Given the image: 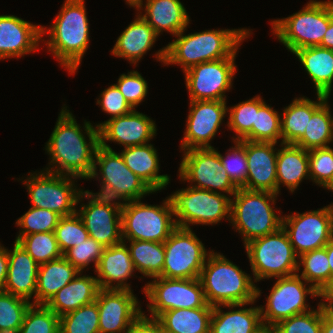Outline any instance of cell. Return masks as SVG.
Returning a JSON list of instances; mask_svg holds the SVG:
<instances>
[{
    "label": "cell",
    "mask_w": 333,
    "mask_h": 333,
    "mask_svg": "<svg viewBox=\"0 0 333 333\" xmlns=\"http://www.w3.org/2000/svg\"><path fill=\"white\" fill-rule=\"evenodd\" d=\"M54 234L62 254L89 237V233L77 212L60 217Z\"/></svg>",
    "instance_id": "46"
},
{
    "label": "cell",
    "mask_w": 333,
    "mask_h": 333,
    "mask_svg": "<svg viewBox=\"0 0 333 333\" xmlns=\"http://www.w3.org/2000/svg\"><path fill=\"white\" fill-rule=\"evenodd\" d=\"M42 171L40 174H30V177L24 180L32 207L54 211L61 217L76 213L75 206L81 201L79 196L83 191L76 189L74 184L79 178Z\"/></svg>",
    "instance_id": "11"
},
{
    "label": "cell",
    "mask_w": 333,
    "mask_h": 333,
    "mask_svg": "<svg viewBox=\"0 0 333 333\" xmlns=\"http://www.w3.org/2000/svg\"><path fill=\"white\" fill-rule=\"evenodd\" d=\"M237 50L228 58L203 62L184 71L190 101H225L236 73Z\"/></svg>",
    "instance_id": "16"
},
{
    "label": "cell",
    "mask_w": 333,
    "mask_h": 333,
    "mask_svg": "<svg viewBox=\"0 0 333 333\" xmlns=\"http://www.w3.org/2000/svg\"><path fill=\"white\" fill-rule=\"evenodd\" d=\"M83 127L88 141L73 114L67 110V107H63L45 146L51 157L49 164L53 166L46 168L45 171L82 179L91 175L95 153L100 145L99 129L89 121H85Z\"/></svg>",
    "instance_id": "1"
},
{
    "label": "cell",
    "mask_w": 333,
    "mask_h": 333,
    "mask_svg": "<svg viewBox=\"0 0 333 333\" xmlns=\"http://www.w3.org/2000/svg\"><path fill=\"white\" fill-rule=\"evenodd\" d=\"M138 0H126V3H128L130 5V7H132Z\"/></svg>",
    "instance_id": "62"
},
{
    "label": "cell",
    "mask_w": 333,
    "mask_h": 333,
    "mask_svg": "<svg viewBox=\"0 0 333 333\" xmlns=\"http://www.w3.org/2000/svg\"><path fill=\"white\" fill-rule=\"evenodd\" d=\"M323 187L326 188L327 190L333 191V173L328 182Z\"/></svg>",
    "instance_id": "61"
},
{
    "label": "cell",
    "mask_w": 333,
    "mask_h": 333,
    "mask_svg": "<svg viewBox=\"0 0 333 333\" xmlns=\"http://www.w3.org/2000/svg\"><path fill=\"white\" fill-rule=\"evenodd\" d=\"M143 290L150 301L147 306L151 318L172 309L214 308L207 303L199 278L155 277Z\"/></svg>",
    "instance_id": "10"
},
{
    "label": "cell",
    "mask_w": 333,
    "mask_h": 333,
    "mask_svg": "<svg viewBox=\"0 0 333 333\" xmlns=\"http://www.w3.org/2000/svg\"><path fill=\"white\" fill-rule=\"evenodd\" d=\"M100 98L96 104L101 106L102 111L111 115L110 119L129 114L134 110L115 84L104 89Z\"/></svg>",
    "instance_id": "52"
},
{
    "label": "cell",
    "mask_w": 333,
    "mask_h": 333,
    "mask_svg": "<svg viewBox=\"0 0 333 333\" xmlns=\"http://www.w3.org/2000/svg\"><path fill=\"white\" fill-rule=\"evenodd\" d=\"M126 166L140 177L154 192L164 189L170 177L159 175L157 150L152 144L125 147L120 153Z\"/></svg>",
    "instance_id": "29"
},
{
    "label": "cell",
    "mask_w": 333,
    "mask_h": 333,
    "mask_svg": "<svg viewBox=\"0 0 333 333\" xmlns=\"http://www.w3.org/2000/svg\"><path fill=\"white\" fill-rule=\"evenodd\" d=\"M135 270L146 277H160L165 263L164 242L128 240Z\"/></svg>",
    "instance_id": "36"
},
{
    "label": "cell",
    "mask_w": 333,
    "mask_h": 333,
    "mask_svg": "<svg viewBox=\"0 0 333 333\" xmlns=\"http://www.w3.org/2000/svg\"><path fill=\"white\" fill-rule=\"evenodd\" d=\"M31 304L24 298L0 291V333H18Z\"/></svg>",
    "instance_id": "42"
},
{
    "label": "cell",
    "mask_w": 333,
    "mask_h": 333,
    "mask_svg": "<svg viewBox=\"0 0 333 333\" xmlns=\"http://www.w3.org/2000/svg\"><path fill=\"white\" fill-rule=\"evenodd\" d=\"M105 247L96 242L93 238L88 237L86 240L78 243L68 249L63 257L68 260L79 272L94 262L95 270Z\"/></svg>",
    "instance_id": "48"
},
{
    "label": "cell",
    "mask_w": 333,
    "mask_h": 333,
    "mask_svg": "<svg viewBox=\"0 0 333 333\" xmlns=\"http://www.w3.org/2000/svg\"><path fill=\"white\" fill-rule=\"evenodd\" d=\"M18 333H60L59 316L45 304H31Z\"/></svg>",
    "instance_id": "43"
},
{
    "label": "cell",
    "mask_w": 333,
    "mask_h": 333,
    "mask_svg": "<svg viewBox=\"0 0 333 333\" xmlns=\"http://www.w3.org/2000/svg\"><path fill=\"white\" fill-rule=\"evenodd\" d=\"M93 165V171L86 179L100 178L98 177L100 174L101 183H109L127 202L140 200L144 195L154 192L126 166L122 155L116 153L108 144L98 146ZM97 168H99V174Z\"/></svg>",
    "instance_id": "17"
},
{
    "label": "cell",
    "mask_w": 333,
    "mask_h": 333,
    "mask_svg": "<svg viewBox=\"0 0 333 333\" xmlns=\"http://www.w3.org/2000/svg\"><path fill=\"white\" fill-rule=\"evenodd\" d=\"M115 85L133 109L143 101L148 92L147 81L137 70L121 74Z\"/></svg>",
    "instance_id": "51"
},
{
    "label": "cell",
    "mask_w": 333,
    "mask_h": 333,
    "mask_svg": "<svg viewBox=\"0 0 333 333\" xmlns=\"http://www.w3.org/2000/svg\"><path fill=\"white\" fill-rule=\"evenodd\" d=\"M17 243L40 265L63 256L54 232L22 236Z\"/></svg>",
    "instance_id": "41"
},
{
    "label": "cell",
    "mask_w": 333,
    "mask_h": 333,
    "mask_svg": "<svg viewBox=\"0 0 333 333\" xmlns=\"http://www.w3.org/2000/svg\"><path fill=\"white\" fill-rule=\"evenodd\" d=\"M42 26L14 15H0V59L34 52L42 38Z\"/></svg>",
    "instance_id": "22"
},
{
    "label": "cell",
    "mask_w": 333,
    "mask_h": 333,
    "mask_svg": "<svg viewBox=\"0 0 333 333\" xmlns=\"http://www.w3.org/2000/svg\"><path fill=\"white\" fill-rule=\"evenodd\" d=\"M298 259V271L301 269L300 265L304 268L299 276L319 292L331 278L326 249L323 247L312 250L302 254Z\"/></svg>",
    "instance_id": "39"
},
{
    "label": "cell",
    "mask_w": 333,
    "mask_h": 333,
    "mask_svg": "<svg viewBox=\"0 0 333 333\" xmlns=\"http://www.w3.org/2000/svg\"><path fill=\"white\" fill-rule=\"evenodd\" d=\"M324 248L327 252L328 262L331 269V277L333 276V239L330 240Z\"/></svg>",
    "instance_id": "59"
},
{
    "label": "cell",
    "mask_w": 333,
    "mask_h": 333,
    "mask_svg": "<svg viewBox=\"0 0 333 333\" xmlns=\"http://www.w3.org/2000/svg\"><path fill=\"white\" fill-rule=\"evenodd\" d=\"M280 333H322V306L294 315L275 325Z\"/></svg>",
    "instance_id": "47"
},
{
    "label": "cell",
    "mask_w": 333,
    "mask_h": 333,
    "mask_svg": "<svg viewBox=\"0 0 333 333\" xmlns=\"http://www.w3.org/2000/svg\"><path fill=\"white\" fill-rule=\"evenodd\" d=\"M60 217L54 211L31 207L16 221V225L20 226L21 230L15 241L29 234L54 232Z\"/></svg>",
    "instance_id": "44"
},
{
    "label": "cell",
    "mask_w": 333,
    "mask_h": 333,
    "mask_svg": "<svg viewBox=\"0 0 333 333\" xmlns=\"http://www.w3.org/2000/svg\"><path fill=\"white\" fill-rule=\"evenodd\" d=\"M277 195L242 187H238L233 194L235 198H231L230 223L242 234L244 245L282 227L283 216H277L272 206L276 203Z\"/></svg>",
    "instance_id": "5"
},
{
    "label": "cell",
    "mask_w": 333,
    "mask_h": 333,
    "mask_svg": "<svg viewBox=\"0 0 333 333\" xmlns=\"http://www.w3.org/2000/svg\"><path fill=\"white\" fill-rule=\"evenodd\" d=\"M327 102L328 98L313 112L303 136L295 145L310 151L328 147L333 141V118Z\"/></svg>",
    "instance_id": "37"
},
{
    "label": "cell",
    "mask_w": 333,
    "mask_h": 333,
    "mask_svg": "<svg viewBox=\"0 0 333 333\" xmlns=\"http://www.w3.org/2000/svg\"><path fill=\"white\" fill-rule=\"evenodd\" d=\"M322 48L333 50V1H332V21L329 23V27L319 45Z\"/></svg>",
    "instance_id": "58"
},
{
    "label": "cell",
    "mask_w": 333,
    "mask_h": 333,
    "mask_svg": "<svg viewBox=\"0 0 333 333\" xmlns=\"http://www.w3.org/2000/svg\"><path fill=\"white\" fill-rule=\"evenodd\" d=\"M80 216L89 237L104 247L121 243V211L105 205H97L91 200L76 210ZM79 211V212H78Z\"/></svg>",
    "instance_id": "23"
},
{
    "label": "cell",
    "mask_w": 333,
    "mask_h": 333,
    "mask_svg": "<svg viewBox=\"0 0 333 333\" xmlns=\"http://www.w3.org/2000/svg\"><path fill=\"white\" fill-rule=\"evenodd\" d=\"M190 111L186 130L181 142V150L212 148L210 141L216 135L227 109L226 101H190Z\"/></svg>",
    "instance_id": "18"
},
{
    "label": "cell",
    "mask_w": 333,
    "mask_h": 333,
    "mask_svg": "<svg viewBox=\"0 0 333 333\" xmlns=\"http://www.w3.org/2000/svg\"><path fill=\"white\" fill-rule=\"evenodd\" d=\"M185 30L176 35V40L155 54V58L163 64H178L183 71L203 62L230 57L251 34L250 30L245 28L214 29L184 35Z\"/></svg>",
    "instance_id": "2"
},
{
    "label": "cell",
    "mask_w": 333,
    "mask_h": 333,
    "mask_svg": "<svg viewBox=\"0 0 333 333\" xmlns=\"http://www.w3.org/2000/svg\"><path fill=\"white\" fill-rule=\"evenodd\" d=\"M221 193L190 186L170 195L177 227L218 224L225 216L230 221L231 197Z\"/></svg>",
    "instance_id": "9"
},
{
    "label": "cell",
    "mask_w": 333,
    "mask_h": 333,
    "mask_svg": "<svg viewBox=\"0 0 333 333\" xmlns=\"http://www.w3.org/2000/svg\"><path fill=\"white\" fill-rule=\"evenodd\" d=\"M254 333H280L276 326L262 324Z\"/></svg>",
    "instance_id": "60"
},
{
    "label": "cell",
    "mask_w": 333,
    "mask_h": 333,
    "mask_svg": "<svg viewBox=\"0 0 333 333\" xmlns=\"http://www.w3.org/2000/svg\"><path fill=\"white\" fill-rule=\"evenodd\" d=\"M8 271L4 290L15 296L30 300L34 296L37 285L39 264L16 241L14 247L8 250Z\"/></svg>",
    "instance_id": "25"
},
{
    "label": "cell",
    "mask_w": 333,
    "mask_h": 333,
    "mask_svg": "<svg viewBox=\"0 0 333 333\" xmlns=\"http://www.w3.org/2000/svg\"><path fill=\"white\" fill-rule=\"evenodd\" d=\"M141 14L140 12L137 18L125 28L111 51L114 56L126 58L135 65L153 47L158 37Z\"/></svg>",
    "instance_id": "28"
},
{
    "label": "cell",
    "mask_w": 333,
    "mask_h": 333,
    "mask_svg": "<svg viewBox=\"0 0 333 333\" xmlns=\"http://www.w3.org/2000/svg\"><path fill=\"white\" fill-rule=\"evenodd\" d=\"M234 143V148L229 149L225 157L220 153L219 156L223 170L237 187H241L247 177V159L245 147L239 141H234Z\"/></svg>",
    "instance_id": "49"
},
{
    "label": "cell",
    "mask_w": 333,
    "mask_h": 333,
    "mask_svg": "<svg viewBox=\"0 0 333 333\" xmlns=\"http://www.w3.org/2000/svg\"><path fill=\"white\" fill-rule=\"evenodd\" d=\"M60 333H99L97 302L83 305L59 317Z\"/></svg>",
    "instance_id": "40"
},
{
    "label": "cell",
    "mask_w": 333,
    "mask_h": 333,
    "mask_svg": "<svg viewBox=\"0 0 333 333\" xmlns=\"http://www.w3.org/2000/svg\"><path fill=\"white\" fill-rule=\"evenodd\" d=\"M161 326L155 318H148L142 313L125 333H162Z\"/></svg>",
    "instance_id": "54"
},
{
    "label": "cell",
    "mask_w": 333,
    "mask_h": 333,
    "mask_svg": "<svg viewBox=\"0 0 333 333\" xmlns=\"http://www.w3.org/2000/svg\"><path fill=\"white\" fill-rule=\"evenodd\" d=\"M155 122L136 110L95 125L99 129L100 144L117 142L125 147L145 145L156 136Z\"/></svg>",
    "instance_id": "20"
},
{
    "label": "cell",
    "mask_w": 333,
    "mask_h": 333,
    "mask_svg": "<svg viewBox=\"0 0 333 333\" xmlns=\"http://www.w3.org/2000/svg\"><path fill=\"white\" fill-rule=\"evenodd\" d=\"M282 227L298 257L323 248L333 239V205L302 214L294 212L285 215Z\"/></svg>",
    "instance_id": "13"
},
{
    "label": "cell",
    "mask_w": 333,
    "mask_h": 333,
    "mask_svg": "<svg viewBox=\"0 0 333 333\" xmlns=\"http://www.w3.org/2000/svg\"><path fill=\"white\" fill-rule=\"evenodd\" d=\"M206 260L199 280L209 305L246 304L260 297L252 277L221 253L210 251Z\"/></svg>",
    "instance_id": "4"
},
{
    "label": "cell",
    "mask_w": 333,
    "mask_h": 333,
    "mask_svg": "<svg viewBox=\"0 0 333 333\" xmlns=\"http://www.w3.org/2000/svg\"><path fill=\"white\" fill-rule=\"evenodd\" d=\"M310 178L319 186H324L333 173V149L328 147L308 151Z\"/></svg>",
    "instance_id": "50"
},
{
    "label": "cell",
    "mask_w": 333,
    "mask_h": 333,
    "mask_svg": "<svg viewBox=\"0 0 333 333\" xmlns=\"http://www.w3.org/2000/svg\"><path fill=\"white\" fill-rule=\"evenodd\" d=\"M86 15L84 0H65L53 25L48 30L42 26V36L50 37L47 48L70 74H75L90 42Z\"/></svg>",
    "instance_id": "3"
},
{
    "label": "cell",
    "mask_w": 333,
    "mask_h": 333,
    "mask_svg": "<svg viewBox=\"0 0 333 333\" xmlns=\"http://www.w3.org/2000/svg\"><path fill=\"white\" fill-rule=\"evenodd\" d=\"M305 282L298 273L277 278L267 296L266 309L259 306L262 323L275 326L282 320L310 311L306 297L308 294L314 298L318 297L319 292L310 284L306 287L308 283Z\"/></svg>",
    "instance_id": "15"
},
{
    "label": "cell",
    "mask_w": 333,
    "mask_h": 333,
    "mask_svg": "<svg viewBox=\"0 0 333 333\" xmlns=\"http://www.w3.org/2000/svg\"><path fill=\"white\" fill-rule=\"evenodd\" d=\"M8 263V249L0 245V291L4 290V285L7 278Z\"/></svg>",
    "instance_id": "56"
},
{
    "label": "cell",
    "mask_w": 333,
    "mask_h": 333,
    "mask_svg": "<svg viewBox=\"0 0 333 333\" xmlns=\"http://www.w3.org/2000/svg\"><path fill=\"white\" fill-rule=\"evenodd\" d=\"M165 263L160 277L199 278L208 252L191 228L177 227L164 241Z\"/></svg>",
    "instance_id": "12"
},
{
    "label": "cell",
    "mask_w": 333,
    "mask_h": 333,
    "mask_svg": "<svg viewBox=\"0 0 333 333\" xmlns=\"http://www.w3.org/2000/svg\"><path fill=\"white\" fill-rule=\"evenodd\" d=\"M145 3L138 0L132 7L139 11L145 6V14L141 16L158 36L163 30L176 36L187 28L190 20L180 0H146Z\"/></svg>",
    "instance_id": "26"
},
{
    "label": "cell",
    "mask_w": 333,
    "mask_h": 333,
    "mask_svg": "<svg viewBox=\"0 0 333 333\" xmlns=\"http://www.w3.org/2000/svg\"><path fill=\"white\" fill-rule=\"evenodd\" d=\"M322 333H333V311L322 307Z\"/></svg>",
    "instance_id": "57"
},
{
    "label": "cell",
    "mask_w": 333,
    "mask_h": 333,
    "mask_svg": "<svg viewBox=\"0 0 333 333\" xmlns=\"http://www.w3.org/2000/svg\"><path fill=\"white\" fill-rule=\"evenodd\" d=\"M293 54L313 81L316 93L329 97L333 84V50L311 46L296 50Z\"/></svg>",
    "instance_id": "32"
},
{
    "label": "cell",
    "mask_w": 333,
    "mask_h": 333,
    "mask_svg": "<svg viewBox=\"0 0 333 333\" xmlns=\"http://www.w3.org/2000/svg\"><path fill=\"white\" fill-rule=\"evenodd\" d=\"M318 297H322L325 301L319 302V304L328 311H333V276L330 280L321 288Z\"/></svg>",
    "instance_id": "55"
},
{
    "label": "cell",
    "mask_w": 333,
    "mask_h": 333,
    "mask_svg": "<svg viewBox=\"0 0 333 333\" xmlns=\"http://www.w3.org/2000/svg\"><path fill=\"white\" fill-rule=\"evenodd\" d=\"M245 147L247 177L241 186L247 190L267 191L277 194L276 159L274 142H252L239 140Z\"/></svg>",
    "instance_id": "21"
},
{
    "label": "cell",
    "mask_w": 333,
    "mask_h": 333,
    "mask_svg": "<svg viewBox=\"0 0 333 333\" xmlns=\"http://www.w3.org/2000/svg\"><path fill=\"white\" fill-rule=\"evenodd\" d=\"M213 308L172 309L155 319L164 333H210Z\"/></svg>",
    "instance_id": "35"
},
{
    "label": "cell",
    "mask_w": 333,
    "mask_h": 333,
    "mask_svg": "<svg viewBox=\"0 0 333 333\" xmlns=\"http://www.w3.org/2000/svg\"><path fill=\"white\" fill-rule=\"evenodd\" d=\"M278 139H281V115L259 96V110L256 112L255 123L242 140L278 143Z\"/></svg>",
    "instance_id": "38"
},
{
    "label": "cell",
    "mask_w": 333,
    "mask_h": 333,
    "mask_svg": "<svg viewBox=\"0 0 333 333\" xmlns=\"http://www.w3.org/2000/svg\"><path fill=\"white\" fill-rule=\"evenodd\" d=\"M244 247L254 282L272 277H288L298 272L299 257L283 227L274 233L249 241Z\"/></svg>",
    "instance_id": "7"
},
{
    "label": "cell",
    "mask_w": 333,
    "mask_h": 333,
    "mask_svg": "<svg viewBox=\"0 0 333 333\" xmlns=\"http://www.w3.org/2000/svg\"><path fill=\"white\" fill-rule=\"evenodd\" d=\"M100 184H102L100 192L93 193L89 190L82 191L79 199L82 200L83 198H87L97 205H105L122 211L127 205L125 198L118 191L112 188L109 183ZM115 200H123L124 202H115Z\"/></svg>",
    "instance_id": "53"
},
{
    "label": "cell",
    "mask_w": 333,
    "mask_h": 333,
    "mask_svg": "<svg viewBox=\"0 0 333 333\" xmlns=\"http://www.w3.org/2000/svg\"><path fill=\"white\" fill-rule=\"evenodd\" d=\"M331 21L332 0H310L297 13L272 21V33L294 53L301 48L319 46Z\"/></svg>",
    "instance_id": "6"
},
{
    "label": "cell",
    "mask_w": 333,
    "mask_h": 333,
    "mask_svg": "<svg viewBox=\"0 0 333 333\" xmlns=\"http://www.w3.org/2000/svg\"><path fill=\"white\" fill-rule=\"evenodd\" d=\"M80 274L81 272L45 304L57 316L96 301L100 290L98 280L88 275L79 276Z\"/></svg>",
    "instance_id": "27"
},
{
    "label": "cell",
    "mask_w": 333,
    "mask_h": 333,
    "mask_svg": "<svg viewBox=\"0 0 333 333\" xmlns=\"http://www.w3.org/2000/svg\"><path fill=\"white\" fill-rule=\"evenodd\" d=\"M229 108L227 109L230 112L227 125L236 134L233 141L242 140L252 130L255 123L256 112L259 110V95Z\"/></svg>",
    "instance_id": "45"
},
{
    "label": "cell",
    "mask_w": 333,
    "mask_h": 333,
    "mask_svg": "<svg viewBox=\"0 0 333 333\" xmlns=\"http://www.w3.org/2000/svg\"><path fill=\"white\" fill-rule=\"evenodd\" d=\"M280 145L282 148L278 149L276 159L277 194L281 184L293 193L304 178L310 179L309 154L295 144Z\"/></svg>",
    "instance_id": "30"
},
{
    "label": "cell",
    "mask_w": 333,
    "mask_h": 333,
    "mask_svg": "<svg viewBox=\"0 0 333 333\" xmlns=\"http://www.w3.org/2000/svg\"><path fill=\"white\" fill-rule=\"evenodd\" d=\"M162 204L148 205L141 199L128 201L121 211L122 240L164 242L177 225L169 197Z\"/></svg>",
    "instance_id": "8"
},
{
    "label": "cell",
    "mask_w": 333,
    "mask_h": 333,
    "mask_svg": "<svg viewBox=\"0 0 333 333\" xmlns=\"http://www.w3.org/2000/svg\"><path fill=\"white\" fill-rule=\"evenodd\" d=\"M134 271L130 251L124 241L105 247L95 270L100 289L117 290H132L125 281L133 276Z\"/></svg>",
    "instance_id": "24"
},
{
    "label": "cell",
    "mask_w": 333,
    "mask_h": 333,
    "mask_svg": "<svg viewBox=\"0 0 333 333\" xmlns=\"http://www.w3.org/2000/svg\"><path fill=\"white\" fill-rule=\"evenodd\" d=\"M317 94L318 101L300 97L296 98L283 110L281 118V143L295 144L304 134L313 112L327 99Z\"/></svg>",
    "instance_id": "34"
},
{
    "label": "cell",
    "mask_w": 333,
    "mask_h": 333,
    "mask_svg": "<svg viewBox=\"0 0 333 333\" xmlns=\"http://www.w3.org/2000/svg\"><path fill=\"white\" fill-rule=\"evenodd\" d=\"M132 291L99 290L96 298L99 309V333H125L143 313Z\"/></svg>",
    "instance_id": "19"
},
{
    "label": "cell",
    "mask_w": 333,
    "mask_h": 333,
    "mask_svg": "<svg viewBox=\"0 0 333 333\" xmlns=\"http://www.w3.org/2000/svg\"><path fill=\"white\" fill-rule=\"evenodd\" d=\"M80 273L63 256L40 264L35 293V304H46L61 288Z\"/></svg>",
    "instance_id": "33"
},
{
    "label": "cell",
    "mask_w": 333,
    "mask_h": 333,
    "mask_svg": "<svg viewBox=\"0 0 333 333\" xmlns=\"http://www.w3.org/2000/svg\"><path fill=\"white\" fill-rule=\"evenodd\" d=\"M179 177L183 181L194 182L191 187L217 193L220 190L230 196L238 189L223 170L219 152L213 147L185 150L179 167Z\"/></svg>",
    "instance_id": "14"
},
{
    "label": "cell",
    "mask_w": 333,
    "mask_h": 333,
    "mask_svg": "<svg viewBox=\"0 0 333 333\" xmlns=\"http://www.w3.org/2000/svg\"><path fill=\"white\" fill-rule=\"evenodd\" d=\"M246 304L221 305L213 308L210 321V333H254L262 325L260 307H250L234 310ZM222 306L229 307L232 311L223 312Z\"/></svg>",
    "instance_id": "31"
}]
</instances>
